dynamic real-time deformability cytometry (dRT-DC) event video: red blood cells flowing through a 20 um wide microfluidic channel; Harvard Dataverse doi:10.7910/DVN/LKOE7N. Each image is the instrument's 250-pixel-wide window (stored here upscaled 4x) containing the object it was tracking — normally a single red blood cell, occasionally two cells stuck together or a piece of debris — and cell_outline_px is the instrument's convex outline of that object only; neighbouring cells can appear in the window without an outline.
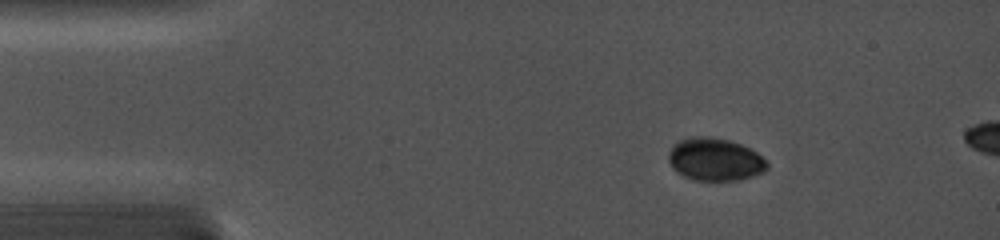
{"species": "common noctule bat (a hibernating species)", "species_latin": "Nyctalus noctula", "temperature_condition": "cold", "stored_images_in_passage": 14, "camera_frame_rate_fps": 5000, "um_per_image_px": 0.085, "animal": {"sex": "female", "body_mass_g": 19.0, "forearm_length_mm": 56.7}, "frame": {"image": 1, "passage_image": 3, "time_ms": 1.4, "image_size_px": [1000, 240], "cell_outline_px": [[768, 168], [764, 172], [740, 180], [692, 180], [676, 172], [672, 168], [668, 160], [668, 152], [672, 144], [680, 140], [692, 136], [712, 136], [728, 140], [740, 144], [756, 152], [768, 164]], "centroid_in_image_um": [60.73, 13.55], "position_along_channel_um": 24.3, "area_um2": 24.68}}